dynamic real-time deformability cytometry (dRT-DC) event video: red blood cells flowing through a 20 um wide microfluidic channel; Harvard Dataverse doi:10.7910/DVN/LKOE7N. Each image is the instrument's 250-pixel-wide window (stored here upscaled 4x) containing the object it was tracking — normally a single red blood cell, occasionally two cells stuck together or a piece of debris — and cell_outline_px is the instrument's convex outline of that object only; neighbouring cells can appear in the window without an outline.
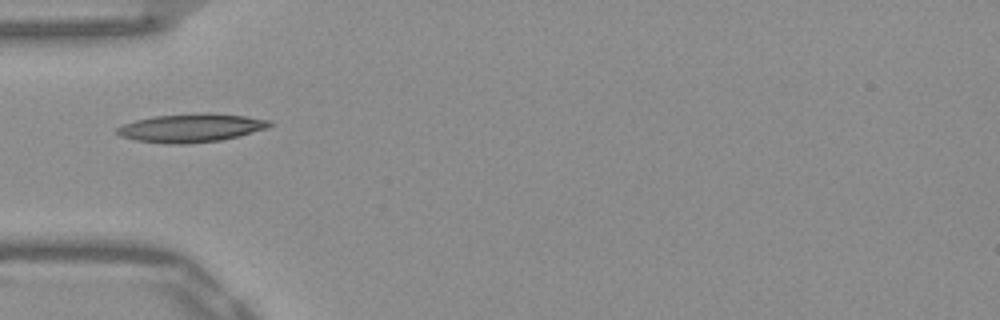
{"species": "Egyptian fruit bat (a non-hibernating species)", "species_latin": "Rousettus aegyptiacus", "temperature_condition": "warm", "stored_images_in_passage": 34, "camera_frame_rate_fps": 3000, "um_per_image_px": 0.085, "frame": {"image": 1, "passage_image": 1, "time_ms": 0.0, "image_size_px": [1000, 320], "cell_outline_px": [[272, 124], [268, 128], [240, 136], [220, 140], [184, 144], [164, 144], [136, 140], [120, 136], [112, 132], [116, 128], [124, 124], [136, 120], [152, 116], [204, 112], [212, 112], [244, 116], [272, 120]], "centroid_in_image_um": [16.23, 10.86], "position_along_channel_um": 68.8, "area_um2": 25.66}}
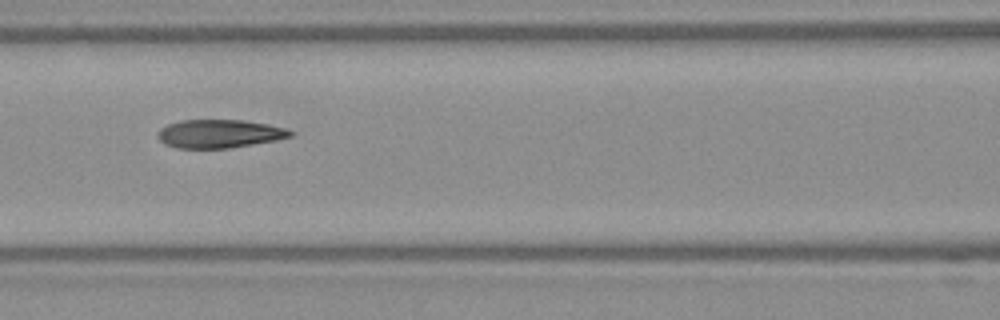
{"frame": {"image": 2, "passage_image": 7, "time_ms": 2.0, "image_size_px": [1000, 320], "cell_outline_px": [[296, 132], [292, 136], [276, 140], [228, 148], [176, 148], [164, 144], [156, 136], [156, 132], [160, 128], [168, 124], [180, 120], [244, 120], [268, 124], [284, 128]], "centroid_in_image_um": [18.62, 11.36], "position_along_channel_um": 148.0, "area_um2": 22.02}}
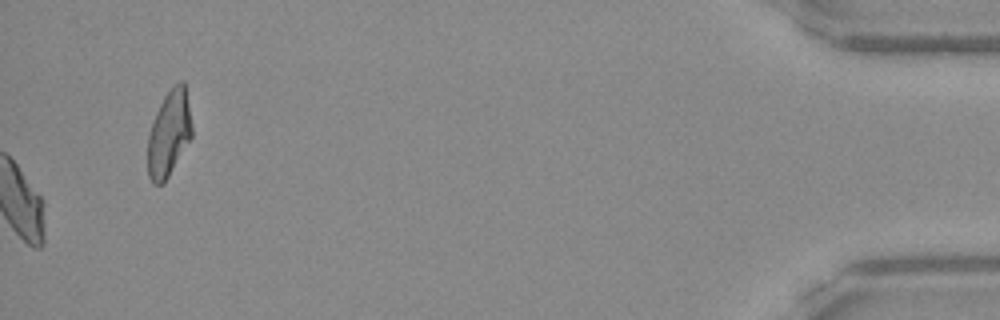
{"frame": {"image": 3, "passage_image": 34, "time_ms": 11.0, "image_size_px": [1000, 320], "cell_outline_px": [[192, 136], [164, 184], [152, 184], [148, 176], [148, 136], [156, 112], [164, 96], [172, 84], [180, 80], [184, 80], [192, 128]], "centroid_in_image_um": [14.36, 11.34], "position_along_channel_um": 420.8, "area_um2": 22.08}, "authors_computed_cell_mechanics": {"area_um2": 22.6865, "velocity_mm_per_s": 3.9182, "shape_relaxation_time_tau1_ms": 3.5727, "shape_relaxation_time_tau2_ms": 1.7461, "deformation_change_tau1": 0.1604, "deformation_change_tau2": 0.0822}}